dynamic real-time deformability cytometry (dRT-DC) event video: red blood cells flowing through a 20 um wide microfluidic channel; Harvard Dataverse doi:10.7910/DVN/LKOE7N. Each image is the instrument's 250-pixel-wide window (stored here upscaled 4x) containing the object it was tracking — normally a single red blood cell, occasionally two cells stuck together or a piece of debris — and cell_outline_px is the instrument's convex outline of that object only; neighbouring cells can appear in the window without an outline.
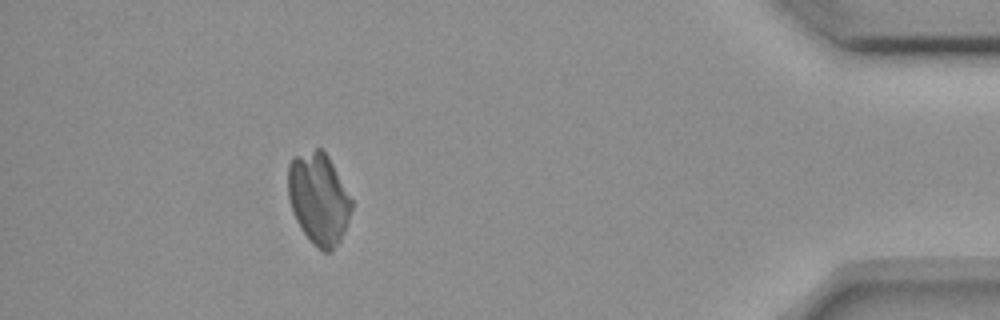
{"species": "common noctule bat (a hibernating species)", "species_latin": "Nyctalus noctula", "temperature_condition": "room temperature", "stored_images_in_passage": 54, "camera_frame_rate_fps": 3000, "um_per_image_px": 0.085, "animal": {"sex": "female", "body_mass_g": 18.4}, "frame": {"image": 1, "passage_image": 49, "time_ms": 16.0, "image_size_px": [1000, 320], "cell_outline_px": [[352, 208], [344, 232], [340, 240], [332, 252], [324, 252], [300, 228], [296, 220], [288, 196], [288, 164], [292, 156], [316, 148], [320, 148], [328, 156], [352, 200]], "centroid_in_image_um": [27.07, 16.85], "position_along_channel_um": 408.1, "area_um2": 33.52}}